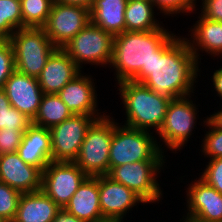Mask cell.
Returning <instances> with one entry per match:
<instances>
[{"label": "cell", "instance_id": "9", "mask_svg": "<svg viewBox=\"0 0 222 222\" xmlns=\"http://www.w3.org/2000/svg\"><path fill=\"white\" fill-rule=\"evenodd\" d=\"M165 161H139L113 167L107 174L113 181L133 190L147 203H156L163 197L157 181ZM160 170V171H159ZM158 173V174H157Z\"/></svg>", "mask_w": 222, "mask_h": 222}, {"label": "cell", "instance_id": "33", "mask_svg": "<svg viewBox=\"0 0 222 222\" xmlns=\"http://www.w3.org/2000/svg\"><path fill=\"white\" fill-rule=\"evenodd\" d=\"M207 163L199 177L222 194V157L209 159Z\"/></svg>", "mask_w": 222, "mask_h": 222}, {"label": "cell", "instance_id": "39", "mask_svg": "<svg viewBox=\"0 0 222 222\" xmlns=\"http://www.w3.org/2000/svg\"><path fill=\"white\" fill-rule=\"evenodd\" d=\"M54 1L62 4L81 5L89 9L92 7L94 3V0H54Z\"/></svg>", "mask_w": 222, "mask_h": 222}, {"label": "cell", "instance_id": "2", "mask_svg": "<svg viewBox=\"0 0 222 222\" xmlns=\"http://www.w3.org/2000/svg\"><path fill=\"white\" fill-rule=\"evenodd\" d=\"M174 33L164 27L152 31H124L114 36L112 60L117 83L132 80L142 83L149 76V62Z\"/></svg>", "mask_w": 222, "mask_h": 222}, {"label": "cell", "instance_id": "38", "mask_svg": "<svg viewBox=\"0 0 222 222\" xmlns=\"http://www.w3.org/2000/svg\"><path fill=\"white\" fill-rule=\"evenodd\" d=\"M206 119L214 126L222 129V108L221 110L209 115Z\"/></svg>", "mask_w": 222, "mask_h": 222}, {"label": "cell", "instance_id": "34", "mask_svg": "<svg viewBox=\"0 0 222 222\" xmlns=\"http://www.w3.org/2000/svg\"><path fill=\"white\" fill-rule=\"evenodd\" d=\"M24 132L20 129H0V155L17 152Z\"/></svg>", "mask_w": 222, "mask_h": 222}, {"label": "cell", "instance_id": "13", "mask_svg": "<svg viewBox=\"0 0 222 222\" xmlns=\"http://www.w3.org/2000/svg\"><path fill=\"white\" fill-rule=\"evenodd\" d=\"M186 190L187 216L193 222H222V194L200 177Z\"/></svg>", "mask_w": 222, "mask_h": 222}, {"label": "cell", "instance_id": "28", "mask_svg": "<svg viewBox=\"0 0 222 222\" xmlns=\"http://www.w3.org/2000/svg\"><path fill=\"white\" fill-rule=\"evenodd\" d=\"M32 120L12 107L3 89H0V129H20L26 131Z\"/></svg>", "mask_w": 222, "mask_h": 222}, {"label": "cell", "instance_id": "3", "mask_svg": "<svg viewBox=\"0 0 222 222\" xmlns=\"http://www.w3.org/2000/svg\"><path fill=\"white\" fill-rule=\"evenodd\" d=\"M117 84L126 113L127 120L124 125L145 131L153 129L157 133L171 99L132 80L121 81Z\"/></svg>", "mask_w": 222, "mask_h": 222}, {"label": "cell", "instance_id": "4", "mask_svg": "<svg viewBox=\"0 0 222 222\" xmlns=\"http://www.w3.org/2000/svg\"><path fill=\"white\" fill-rule=\"evenodd\" d=\"M113 120V137L109 149V171L116 166L139 161H165L154 131L119 125ZM150 132V133H149Z\"/></svg>", "mask_w": 222, "mask_h": 222}, {"label": "cell", "instance_id": "37", "mask_svg": "<svg viewBox=\"0 0 222 222\" xmlns=\"http://www.w3.org/2000/svg\"><path fill=\"white\" fill-rule=\"evenodd\" d=\"M221 68L215 70L213 72V76H211V82H213L214 90L217 93V96H219L222 99V66Z\"/></svg>", "mask_w": 222, "mask_h": 222}, {"label": "cell", "instance_id": "29", "mask_svg": "<svg viewBox=\"0 0 222 222\" xmlns=\"http://www.w3.org/2000/svg\"><path fill=\"white\" fill-rule=\"evenodd\" d=\"M21 192L0 182V221L12 222L18 209Z\"/></svg>", "mask_w": 222, "mask_h": 222}, {"label": "cell", "instance_id": "14", "mask_svg": "<svg viewBox=\"0 0 222 222\" xmlns=\"http://www.w3.org/2000/svg\"><path fill=\"white\" fill-rule=\"evenodd\" d=\"M100 209L105 220L124 222L126 214L139 203L146 202L133 190L113 181L107 175H99Z\"/></svg>", "mask_w": 222, "mask_h": 222}, {"label": "cell", "instance_id": "16", "mask_svg": "<svg viewBox=\"0 0 222 222\" xmlns=\"http://www.w3.org/2000/svg\"><path fill=\"white\" fill-rule=\"evenodd\" d=\"M3 90L12 107L31 120L34 119L43 96L37 78L15 70L7 79Z\"/></svg>", "mask_w": 222, "mask_h": 222}, {"label": "cell", "instance_id": "42", "mask_svg": "<svg viewBox=\"0 0 222 222\" xmlns=\"http://www.w3.org/2000/svg\"><path fill=\"white\" fill-rule=\"evenodd\" d=\"M136 1H152V0H136Z\"/></svg>", "mask_w": 222, "mask_h": 222}, {"label": "cell", "instance_id": "25", "mask_svg": "<svg viewBox=\"0 0 222 222\" xmlns=\"http://www.w3.org/2000/svg\"><path fill=\"white\" fill-rule=\"evenodd\" d=\"M72 115L58 94H43L38 112L32 123L50 129Z\"/></svg>", "mask_w": 222, "mask_h": 222}, {"label": "cell", "instance_id": "15", "mask_svg": "<svg viewBox=\"0 0 222 222\" xmlns=\"http://www.w3.org/2000/svg\"><path fill=\"white\" fill-rule=\"evenodd\" d=\"M82 72L68 82L57 94L75 115H88L100 119L106 114L98 112L97 92L92 78Z\"/></svg>", "mask_w": 222, "mask_h": 222}, {"label": "cell", "instance_id": "8", "mask_svg": "<svg viewBox=\"0 0 222 222\" xmlns=\"http://www.w3.org/2000/svg\"><path fill=\"white\" fill-rule=\"evenodd\" d=\"M114 36L91 22L74 36L63 50L81 69L82 64L109 67L112 60Z\"/></svg>", "mask_w": 222, "mask_h": 222}, {"label": "cell", "instance_id": "20", "mask_svg": "<svg viewBox=\"0 0 222 222\" xmlns=\"http://www.w3.org/2000/svg\"><path fill=\"white\" fill-rule=\"evenodd\" d=\"M17 152L22 161L43 172L52 161L50 130L32 123L24 132Z\"/></svg>", "mask_w": 222, "mask_h": 222}, {"label": "cell", "instance_id": "18", "mask_svg": "<svg viewBox=\"0 0 222 222\" xmlns=\"http://www.w3.org/2000/svg\"><path fill=\"white\" fill-rule=\"evenodd\" d=\"M81 72L70 56L62 48H57L47 60L37 80L43 94H57Z\"/></svg>", "mask_w": 222, "mask_h": 222}, {"label": "cell", "instance_id": "23", "mask_svg": "<svg viewBox=\"0 0 222 222\" xmlns=\"http://www.w3.org/2000/svg\"><path fill=\"white\" fill-rule=\"evenodd\" d=\"M128 0H94L90 8L91 23L113 36L125 31V9Z\"/></svg>", "mask_w": 222, "mask_h": 222}, {"label": "cell", "instance_id": "36", "mask_svg": "<svg viewBox=\"0 0 222 222\" xmlns=\"http://www.w3.org/2000/svg\"><path fill=\"white\" fill-rule=\"evenodd\" d=\"M52 222H85V221L78 219L77 217H75L74 215L66 211L65 209L61 208L57 212Z\"/></svg>", "mask_w": 222, "mask_h": 222}, {"label": "cell", "instance_id": "30", "mask_svg": "<svg viewBox=\"0 0 222 222\" xmlns=\"http://www.w3.org/2000/svg\"><path fill=\"white\" fill-rule=\"evenodd\" d=\"M204 126L208 127L205 137L202 140V154L204 157L214 159L222 157V129L214 127L207 119L203 120Z\"/></svg>", "mask_w": 222, "mask_h": 222}, {"label": "cell", "instance_id": "21", "mask_svg": "<svg viewBox=\"0 0 222 222\" xmlns=\"http://www.w3.org/2000/svg\"><path fill=\"white\" fill-rule=\"evenodd\" d=\"M199 20L192 26L190 38L185 37L198 63H201L199 51H205L211 56H222V22L205 18L201 13ZM191 39V40H189ZM200 49V50H199ZM199 52V53H198ZM221 55V56H220Z\"/></svg>", "mask_w": 222, "mask_h": 222}, {"label": "cell", "instance_id": "5", "mask_svg": "<svg viewBox=\"0 0 222 222\" xmlns=\"http://www.w3.org/2000/svg\"><path fill=\"white\" fill-rule=\"evenodd\" d=\"M8 41L13 49L15 69L35 78H38L47 60L57 49L43 28H21Z\"/></svg>", "mask_w": 222, "mask_h": 222}, {"label": "cell", "instance_id": "26", "mask_svg": "<svg viewBox=\"0 0 222 222\" xmlns=\"http://www.w3.org/2000/svg\"><path fill=\"white\" fill-rule=\"evenodd\" d=\"M21 28V0H0V39H9Z\"/></svg>", "mask_w": 222, "mask_h": 222}, {"label": "cell", "instance_id": "41", "mask_svg": "<svg viewBox=\"0 0 222 222\" xmlns=\"http://www.w3.org/2000/svg\"><path fill=\"white\" fill-rule=\"evenodd\" d=\"M182 220H183V221H182ZM180 221H182V222H193V221L188 220V219H185V218L180 219Z\"/></svg>", "mask_w": 222, "mask_h": 222}, {"label": "cell", "instance_id": "10", "mask_svg": "<svg viewBox=\"0 0 222 222\" xmlns=\"http://www.w3.org/2000/svg\"><path fill=\"white\" fill-rule=\"evenodd\" d=\"M86 177L75 162L51 161L42 172L41 190L64 209Z\"/></svg>", "mask_w": 222, "mask_h": 222}, {"label": "cell", "instance_id": "17", "mask_svg": "<svg viewBox=\"0 0 222 222\" xmlns=\"http://www.w3.org/2000/svg\"><path fill=\"white\" fill-rule=\"evenodd\" d=\"M42 171L21 160L18 152L0 155V182L21 193L41 190Z\"/></svg>", "mask_w": 222, "mask_h": 222}, {"label": "cell", "instance_id": "6", "mask_svg": "<svg viewBox=\"0 0 222 222\" xmlns=\"http://www.w3.org/2000/svg\"><path fill=\"white\" fill-rule=\"evenodd\" d=\"M113 119L106 115L88 129L74 162L87 176L109 173V149L113 137Z\"/></svg>", "mask_w": 222, "mask_h": 222}, {"label": "cell", "instance_id": "31", "mask_svg": "<svg viewBox=\"0 0 222 222\" xmlns=\"http://www.w3.org/2000/svg\"><path fill=\"white\" fill-rule=\"evenodd\" d=\"M197 0H152V3L163 15L176 16L178 13H193L196 10ZM174 14V15H173Z\"/></svg>", "mask_w": 222, "mask_h": 222}, {"label": "cell", "instance_id": "27", "mask_svg": "<svg viewBox=\"0 0 222 222\" xmlns=\"http://www.w3.org/2000/svg\"><path fill=\"white\" fill-rule=\"evenodd\" d=\"M54 0H21L23 28H42L51 12Z\"/></svg>", "mask_w": 222, "mask_h": 222}, {"label": "cell", "instance_id": "32", "mask_svg": "<svg viewBox=\"0 0 222 222\" xmlns=\"http://www.w3.org/2000/svg\"><path fill=\"white\" fill-rule=\"evenodd\" d=\"M15 70L12 46L8 39H0V89Z\"/></svg>", "mask_w": 222, "mask_h": 222}, {"label": "cell", "instance_id": "35", "mask_svg": "<svg viewBox=\"0 0 222 222\" xmlns=\"http://www.w3.org/2000/svg\"><path fill=\"white\" fill-rule=\"evenodd\" d=\"M201 1V14L209 20L222 22V0Z\"/></svg>", "mask_w": 222, "mask_h": 222}, {"label": "cell", "instance_id": "12", "mask_svg": "<svg viewBox=\"0 0 222 222\" xmlns=\"http://www.w3.org/2000/svg\"><path fill=\"white\" fill-rule=\"evenodd\" d=\"M96 120L94 116L73 114L51 127L52 161L74 162L88 129Z\"/></svg>", "mask_w": 222, "mask_h": 222}, {"label": "cell", "instance_id": "1", "mask_svg": "<svg viewBox=\"0 0 222 222\" xmlns=\"http://www.w3.org/2000/svg\"><path fill=\"white\" fill-rule=\"evenodd\" d=\"M199 63L184 37L173 34L149 62V76L142 82L153 92L170 99L192 95L196 90Z\"/></svg>", "mask_w": 222, "mask_h": 222}, {"label": "cell", "instance_id": "7", "mask_svg": "<svg viewBox=\"0 0 222 222\" xmlns=\"http://www.w3.org/2000/svg\"><path fill=\"white\" fill-rule=\"evenodd\" d=\"M197 107L198 105L193 103L190 95L171 99L163 123L156 133L159 138L161 137L157 142L161 151L164 152V147H166L167 150L170 149L176 153L177 150L180 151L184 147V144L186 145L191 135L194 134L192 131L196 128V116H199ZM160 142L165 143L164 147Z\"/></svg>", "mask_w": 222, "mask_h": 222}, {"label": "cell", "instance_id": "11", "mask_svg": "<svg viewBox=\"0 0 222 222\" xmlns=\"http://www.w3.org/2000/svg\"><path fill=\"white\" fill-rule=\"evenodd\" d=\"M90 22L89 8L54 1L47 22L42 28L54 46L63 48Z\"/></svg>", "mask_w": 222, "mask_h": 222}, {"label": "cell", "instance_id": "19", "mask_svg": "<svg viewBox=\"0 0 222 222\" xmlns=\"http://www.w3.org/2000/svg\"><path fill=\"white\" fill-rule=\"evenodd\" d=\"M85 222H102L100 209L99 176H87L64 208Z\"/></svg>", "mask_w": 222, "mask_h": 222}, {"label": "cell", "instance_id": "22", "mask_svg": "<svg viewBox=\"0 0 222 222\" xmlns=\"http://www.w3.org/2000/svg\"><path fill=\"white\" fill-rule=\"evenodd\" d=\"M60 209L42 190L22 193L12 222H52Z\"/></svg>", "mask_w": 222, "mask_h": 222}, {"label": "cell", "instance_id": "40", "mask_svg": "<svg viewBox=\"0 0 222 222\" xmlns=\"http://www.w3.org/2000/svg\"><path fill=\"white\" fill-rule=\"evenodd\" d=\"M102 222H121V221H117V220H104Z\"/></svg>", "mask_w": 222, "mask_h": 222}, {"label": "cell", "instance_id": "24", "mask_svg": "<svg viewBox=\"0 0 222 222\" xmlns=\"http://www.w3.org/2000/svg\"><path fill=\"white\" fill-rule=\"evenodd\" d=\"M152 1L128 0L125 9V31H152L163 27L154 16Z\"/></svg>", "mask_w": 222, "mask_h": 222}]
</instances>
